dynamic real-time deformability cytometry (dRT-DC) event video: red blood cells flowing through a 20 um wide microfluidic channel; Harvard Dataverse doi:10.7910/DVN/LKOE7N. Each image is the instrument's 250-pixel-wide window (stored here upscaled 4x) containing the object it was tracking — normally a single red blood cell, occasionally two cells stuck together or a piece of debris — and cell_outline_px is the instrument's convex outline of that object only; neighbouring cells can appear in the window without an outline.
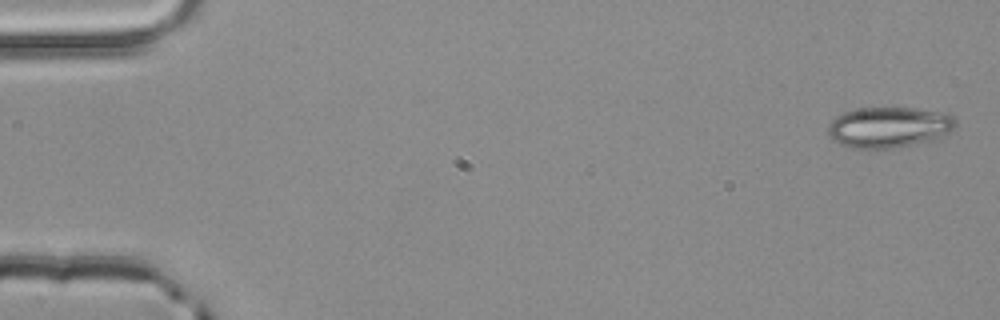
{"species": "common noctule bat (a hibernating species)", "species_latin": "Nyctalus noctula", "temperature_condition": "room temperature", "stored_images_in_passage": 6, "camera_frame_rate_fps": 3000, "um_per_image_px": 0.085, "animal": {"sex": "male", "body_mass_g": 20.4}, "frame": {"image": 1, "passage_image": 1, "time_ms": 0.0, "image_size_px": [1000, 320], "cell_outline_px": [[956, 128], [936, 140], [896, 148], [852, 148], [840, 144], [832, 140], [828, 136], [828, 124], [836, 116], [844, 112], [860, 108], [916, 108], [940, 112], [952, 116], [956, 120]], "centroid_in_image_um": [75.56, 10.83], "position_along_channel_um": 9.4, "area_um2": 30.58}}